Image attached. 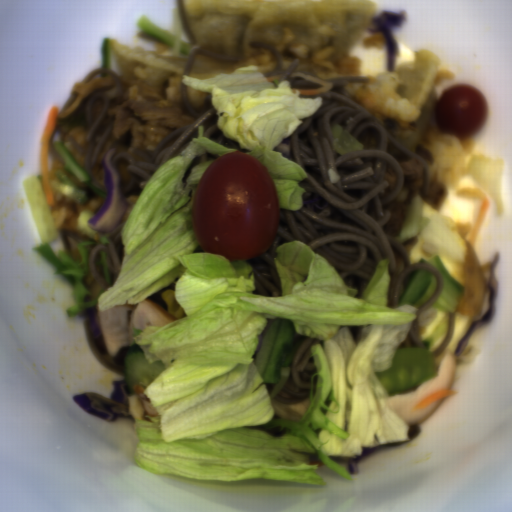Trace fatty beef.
<instances>
[{
	"mask_svg": "<svg viewBox=\"0 0 512 512\" xmlns=\"http://www.w3.org/2000/svg\"><path fill=\"white\" fill-rule=\"evenodd\" d=\"M120 77L123 84L121 98L117 97V84L111 76L104 72L97 73L79 86L72 104L57 117L58 142L83 168L84 157L68 137L86 151L85 113L89 97L96 91L107 94L109 106L97 128L93 151L111 120L112 132L91 165L94 179L104 187L103 157L109 150L115 148L111 163L117 153H129L135 161H139L141 159L135 154V149L155 151L170 132L190 125L196 119L186 110L183 101L178 103L170 100L141 82L128 80L122 75Z\"/></svg>",
	"mask_w": 512,
	"mask_h": 512,
	"instance_id": "obj_1",
	"label": "fatty beef"
},
{
	"mask_svg": "<svg viewBox=\"0 0 512 512\" xmlns=\"http://www.w3.org/2000/svg\"><path fill=\"white\" fill-rule=\"evenodd\" d=\"M387 152L394 158L404 175L399 195L385 206V210L389 211L390 216L382 230L383 233L395 239L402 232L408 205L416 196H420L423 204L431 205L437 210L442 207L447 191L443 184L430 176L428 177V192L424 193L422 164L404 153L389 140Z\"/></svg>",
	"mask_w": 512,
	"mask_h": 512,
	"instance_id": "obj_2",
	"label": "fatty beef"
},
{
	"mask_svg": "<svg viewBox=\"0 0 512 512\" xmlns=\"http://www.w3.org/2000/svg\"><path fill=\"white\" fill-rule=\"evenodd\" d=\"M413 152L425 161L427 168L433 165L435 160L433 158L431 150L428 149L421 142L419 143L416 151Z\"/></svg>",
	"mask_w": 512,
	"mask_h": 512,
	"instance_id": "obj_3",
	"label": "fatty beef"
},
{
	"mask_svg": "<svg viewBox=\"0 0 512 512\" xmlns=\"http://www.w3.org/2000/svg\"><path fill=\"white\" fill-rule=\"evenodd\" d=\"M117 170H118V172L120 174L121 181H122V187H123V190H124L125 187L127 186V184L130 182L132 174L127 172V166L125 164H121L120 163V165H119Z\"/></svg>",
	"mask_w": 512,
	"mask_h": 512,
	"instance_id": "obj_4",
	"label": "fatty beef"
}]
</instances>
